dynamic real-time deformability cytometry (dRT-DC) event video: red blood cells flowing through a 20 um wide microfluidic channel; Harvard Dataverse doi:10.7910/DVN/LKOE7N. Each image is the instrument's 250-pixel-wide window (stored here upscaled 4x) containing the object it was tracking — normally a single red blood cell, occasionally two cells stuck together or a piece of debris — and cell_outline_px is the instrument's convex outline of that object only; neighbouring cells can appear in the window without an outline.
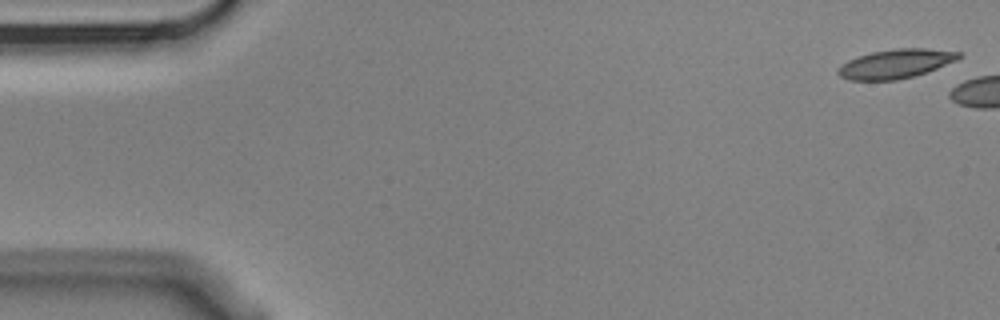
{"species": "Egyptian fruit bat (a non-hibernating species)", "species_latin": "Rousettus aegyptiacus", "temperature_condition": "cold", "stored_images_in_passage": 6, "camera_frame_rate_fps": 3000, "um_per_image_px": 0.085, "animal": {"sex": "male"}, "frame": {"image": 1, "passage_image": 1, "time_ms": 0.0, "image_size_px": [1000, 320], "cell_outline_px": [[960, 56], [956, 60], [936, 68], [912, 76], [896, 80], [848, 80], [840, 76], [836, 72], [836, 68], [840, 64], [848, 60], [872, 52], [896, 48], [924, 48], [960, 52]], "centroid_in_image_um": [76.06, 5.42], "position_along_channel_um": 8.9, "area_um2": 20.23}}